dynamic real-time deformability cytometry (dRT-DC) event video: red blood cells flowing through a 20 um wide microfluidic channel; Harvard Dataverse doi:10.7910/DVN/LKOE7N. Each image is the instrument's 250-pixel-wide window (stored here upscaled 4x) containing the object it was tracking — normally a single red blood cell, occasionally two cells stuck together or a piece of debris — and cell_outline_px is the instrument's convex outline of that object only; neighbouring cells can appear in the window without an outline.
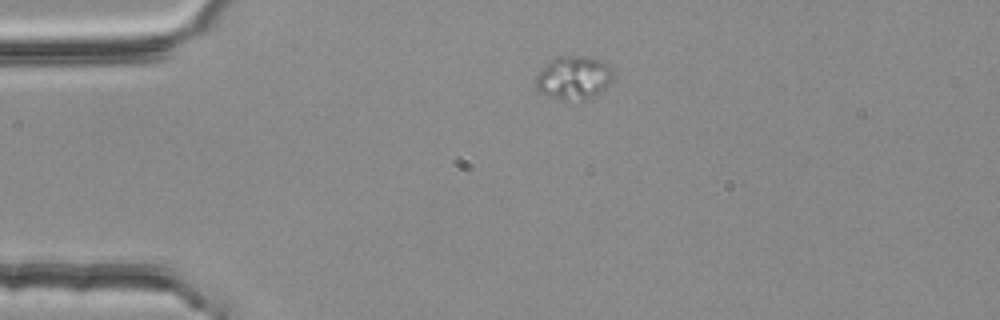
{"species": "common noctule bat (a hibernating species)", "species_latin": "Nyctalus noctula", "temperature_condition": "room temperature", "stored_images_in_passage": 45, "camera_frame_rate_fps": 3000, "um_per_image_px": 0.085, "animal": {"sex": "female", "body_mass_g": 25.1}, "frame": {"image": 1, "passage_image": 1, "time_ms": 0.0, "image_size_px": [1000, 320], "cell_outline_px": [[612, 80], [604, 88], [592, 96], [584, 100], [560, 100], [548, 96], [540, 92], [536, 88], [536, 76], [552, 60], [560, 56], [584, 56], [604, 60], [612, 68]], "centroid_in_image_um": [48.78, 6.61], "position_along_channel_um": 36.2, "area_um2": 19.36}}
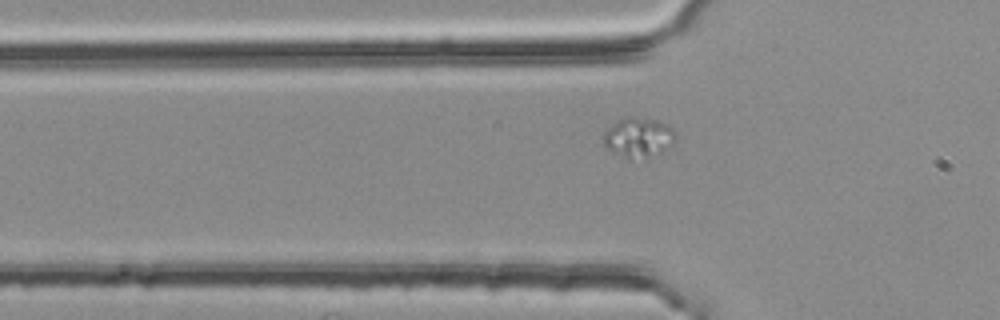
{"frame": {"image": 2, "passage_image": 7, "time_ms": 2.0, "image_size_px": [1000, 320], "cell_outline_px": [[676, 140], [664, 148], [648, 156], [628, 160], [604, 148], [604, 132], [612, 124], [628, 116], [632, 116], [656, 120], [668, 124], [676, 132]], "centroid_in_image_um": [54.23, 11.67], "position_along_channel_um": 71.6, "area_um2": 16.53}}